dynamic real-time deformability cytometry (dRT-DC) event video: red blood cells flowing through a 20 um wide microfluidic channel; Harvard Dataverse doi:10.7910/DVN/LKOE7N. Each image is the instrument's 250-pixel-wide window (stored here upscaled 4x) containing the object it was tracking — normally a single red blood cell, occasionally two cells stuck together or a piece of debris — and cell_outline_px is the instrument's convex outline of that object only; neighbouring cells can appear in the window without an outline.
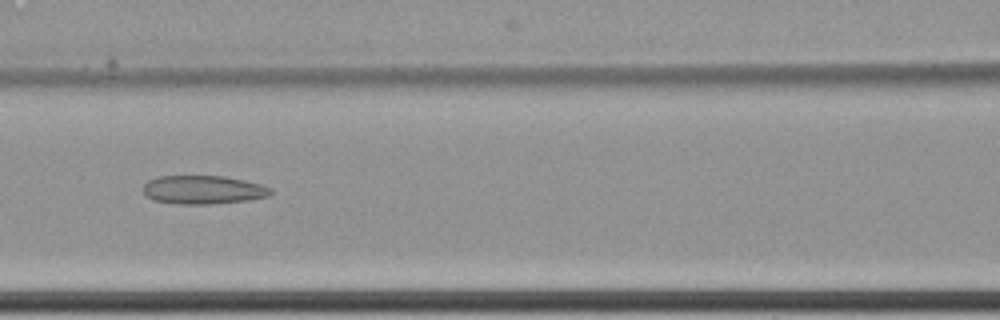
{"species": "common noctule bat (a hibernating species)", "species_latin": "Nyctalus noctula", "temperature_condition": "cold", "stored_images_in_passage": 11, "camera_frame_rate_fps": 3000, "um_per_image_px": 0.085, "animal": {"sex": "female", "body_mass_g": 22.7, "forearm_length_mm": 54.2}, "frame": {"image": 1, "passage_image": 8, "time_ms": 2.333, "image_size_px": [1000, 320], "cell_outline_px": [[272, 192], [268, 196], [248, 200], [212, 204], [176, 204], [152, 200], [144, 192], [144, 184], [148, 180], [160, 176], [224, 176], [244, 180], [260, 184], [272, 188]], "centroid_in_image_um": [17.27, 16.13], "position_along_channel_um": 149.3, "area_um2": 21.21}}
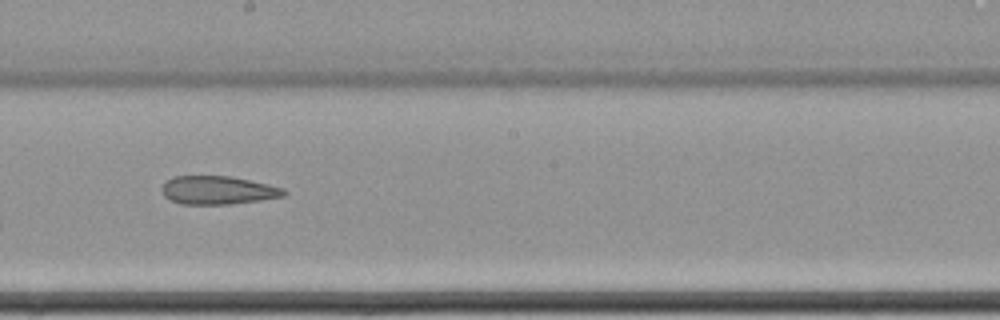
{"frame": {"image": 2, "passage_image": 10, "time_ms": 3.0, "image_size_px": [1000, 320], "cell_outline_px": [[288, 192], [284, 196], [260, 200], [228, 204], [180, 204], [164, 196], [160, 188], [172, 176], [228, 176], [268, 184], [284, 188]], "centroid_in_image_um": [18.51, 16.17], "position_along_channel_um": 229.7, "area_um2": 20.06}}
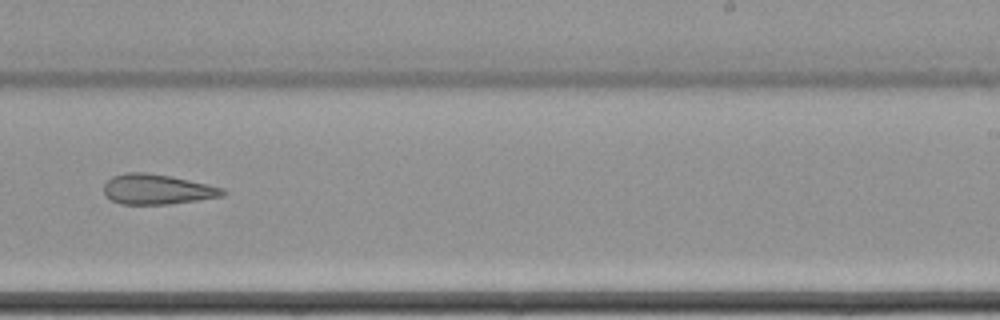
{"frame": {"image": 3, "passage_image": 11, "time_ms": 3.333, "image_size_px": [1000, 320], "cell_outline_px": [[228, 192], [224, 196], [168, 204], [120, 204], [104, 196], [104, 184], [112, 176], [124, 172], [144, 172], [172, 176], [208, 184], [224, 188]], "centroid_in_image_um": [13.36, 16.08], "position_along_channel_um": 275.6, "area_um2": 21.04}}